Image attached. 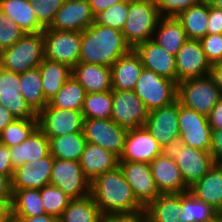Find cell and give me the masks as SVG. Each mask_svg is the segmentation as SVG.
Wrapping results in <instances>:
<instances>
[{"instance_id":"6da1fadb","label":"cell","mask_w":222,"mask_h":222,"mask_svg":"<svg viewBox=\"0 0 222 222\" xmlns=\"http://www.w3.org/2000/svg\"><path fill=\"white\" fill-rule=\"evenodd\" d=\"M90 195L102 215H122L143 212L131 186L119 166L91 181Z\"/></svg>"},{"instance_id":"7a4b0ae2","label":"cell","mask_w":222,"mask_h":222,"mask_svg":"<svg viewBox=\"0 0 222 222\" xmlns=\"http://www.w3.org/2000/svg\"><path fill=\"white\" fill-rule=\"evenodd\" d=\"M131 50L121 31L94 22L81 32L79 62L111 67Z\"/></svg>"},{"instance_id":"3957f363","label":"cell","mask_w":222,"mask_h":222,"mask_svg":"<svg viewBox=\"0 0 222 222\" xmlns=\"http://www.w3.org/2000/svg\"><path fill=\"white\" fill-rule=\"evenodd\" d=\"M160 18L155 0H128L127 19L122 34L132 49L152 39Z\"/></svg>"},{"instance_id":"277c9868","label":"cell","mask_w":222,"mask_h":222,"mask_svg":"<svg viewBox=\"0 0 222 222\" xmlns=\"http://www.w3.org/2000/svg\"><path fill=\"white\" fill-rule=\"evenodd\" d=\"M161 155L176 162L189 187L200 180L216 163L209 151L186 146L180 138L163 145Z\"/></svg>"},{"instance_id":"5b68a950","label":"cell","mask_w":222,"mask_h":222,"mask_svg":"<svg viewBox=\"0 0 222 222\" xmlns=\"http://www.w3.org/2000/svg\"><path fill=\"white\" fill-rule=\"evenodd\" d=\"M43 58V33H25L13 46L0 52V67L20 74L38 67Z\"/></svg>"},{"instance_id":"8992f818","label":"cell","mask_w":222,"mask_h":222,"mask_svg":"<svg viewBox=\"0 0 222 222\" xmlns=\"http://www.w3.org/2000/svg\"><path fill=\"white\" fill-rule=\"evenodd\" d=\"M221 98V91L210 75L177 83V99L180 104L207 117Z\"/></svg>"},{"instance_id":"52a82bcc","label":"cell","mask_w":222,"mask_h":222,"mask_svg":"<svg viewBox=\"0 0 222 222\" xmlns=\"http://www.w3.org/2000/svg\"><path fill=\"white\" fill-rule=\"evenodd\" d=\"M133 91L149 112L177 99V83L175 81L145 68H143Z\"/></svg>"},{"instance_id":"ba28073f","label":"cell","mask_w":222,"mask_h":222,"mask_svg":"<svg viewBox=\"0 0 222 222\" xmlns=\"http://www.w3.org/2000/svg\"><path fill=\"white\" fill-rule=\"evenodd\" d=\"M44 57L68 65L73 69L79 63L81 32L58 31L46 27L43 31Z\"/></svg>"},{"instance_id":"9c48e42d","label":"cell","mask_w":222,"mask_h":222,"mask_svg":"<svg viewBox=\"0 0 222 222\" xmlns=\"http://www.w3.org/2000/svg\"><path fill=\"white\" fill-rule=\"evenodd\" d=\"M50 184L57 186L71 199L90 194L91 181L84 175L80 163L54 158Z\"/></svg>"},{"instance_id":"30bf717a","label":"cell","mask_w":222,"mask_h":222,"mask_svg":"<svg viewBox=\"0 0 222 222\" xmlns=\"http://www.w3.org/2000/svg\"><path fill=\"white\" fill-rule=\"evenodd\" d=\"M111 120L126 129L144 127L149 111L133 90H112Z\"/></svg>"},{"instance_id":"8fae6325","label":"cell","mask_w":222,"mask_h":222,"mask_svg":"<svg viewBox=\"0 0 222 222\" xmlns=\"http://www.w3.org/2000/svg\"><path fill=\"white\" fill-rule=\"evenodd\" d=\"M178 125L179 138L184 145L210 152L212 129L207 116L179 102Z\"/></svg>"},{"instance_id":"7c38bea8","label":"cell","mask_w":222,"mask_h":222,"mask_svg":"<svg viewBox=\"0 0 222 222\" xmlns=\"http://www.w3.org/2000/svg\"><path fill=\"white\" fill-rule=\"evenodd\" d=\"M38 128L47 137L83 132L84 117L81 111L59 109L49 103L37 114Z\"/></svg>"},{"instance_id":"4fadbf2b","label":"cell","mask_w":222,"mask_h":222,"mask_svg":"<svg viewBox=\"0 0 222 222\" xmlns=\"http://www.w3.org/2000/svg\"><path fill=\"white\" fill-rule=\"evenodd\" d=\"M127 131L111 119H84L86 141L101 146L118 157L123 153Z\"/></svg>"},{"instance_id":"5bb4252c","label":"cell","mask_w":222,"mask_h":222,"mask_svg":"<svg viewBox=\"0 0 222 222\" xmlns=\"http://www.w3.org/2000/svg\"><path fill=\"white\" fill-rule=\"evenodd\" d=\"M119 167L131 186L135 199L144 209L160 195L150 163L119 161Z\"/></svg>"},{"instance_id":"9a60e30c","label":"cell","mask_w":222,"mask_h":222,"mask_svg":"<svg viewBox=\"0 0 222 222\" xmlns=\"http://www.w3.org/2000/svg\"><path fill=\"white\" fill-rule=\"evenodd\" d=\"M177 83L210 75L208 61L199 40L188 39L175 56Z\"/></svg>"},{"instance_id":"2e32d148","label":"cell","mask_w":222,"mask_h":222,"mask_svg":"<svg viewBox=\"0 0 222 222\" xmlns=\"http://www.w3.org/2000/svg\"><path fill=\"white\" fill-rule=\"evenodd\" d=\"M179 100L163 107L151 110L145 128L162 147L170 141L179 138Z\"/></svg>"},{"instance_id":"e0dca14e","label":"cell","mask_w":222,"mask_h":222,"mask_svg":"<svg viewBox=\"0 0 222 222\" xmlns=\"http://www.w3.org/2000/svg\"><path fill=\"white\" fill-rule=\"evenodd\" d=\"M95 22L87 0H64L48 28L58 31H84Z\"/></svg>"},{"instance_id":"ac0fdd59","label":"cell","mask_w":222,"mask_h":222,"mask_svg":"<svg viewBox=\"0 0 222 222\" xmlns=\"http://www.w3.org/2000/svg\"><path fill=\"white\" fill-rule=\"evenodd\" d=\"M161 155V146L145 127L128 129L119 161L150 163Z\"/></svg>"},{"instance_id":"d6986e66","label":"cell","mask_w":222,"mask_h":222,"mask_svg":"<svg viewBox=\"0 0 222 222\" xmlns=\"http://www.w3.org/2000/svg\"><path fill=\"white\" fill-rule=\"evenodd\" d=\"M53 162L54 157L49 154L44 158L25 163L21 167L14 169L11 178V190L42 189L50 184Z\"/></svg>"},{"instance_id":"ffe728a7","label":"cell","mask_w":222,"mask_h":222,"mask_svg":"<svg viewBox=\"0 0 222 222\" xmlns=\"http://www.w3.org/2000/svg\"><path fill=\"white\" fill-rule=\"evenodd\" d=\"M0 104L16 119L37 118V114L26 103L20 93L19 74L0 67Z\"/></svg>"},{"instance_id":"44dd1931","label":"cell","mask_w":222,"mask_h":222,"mask_svg":"<svg viewBox=\"0 0 222 222\" xmlns=\"http://www.w3.org/2000/svg\"><path fill=\"white\" fill-rule=\"evenodd\" d=\"M134 50L140 56L145 69L151 70L177 83L174 55L167 53L152 39L138 44Z\"/></svg>"},{"instance_id":"7402d4cb","label":"cell","mask_w":222,"mask_h":222,"mask_svg":"<svg viewBox=\"0 0 222 222\" xmlns=\"http://www.w3.org/2000/svg\"><path fill=\"white\" fill-rule=\"evenodd\" d=\"M152 175L160 194L183 193L189 191L176 162L163 155L150 162Z\"/></svg>"},{"instance_id":"603a6c76","label":"cell","mask_w":222,"mask_h":222,"mask_svg":"<svg viewBox=\"0 0 222 222\" xmlns=\"http://www.w3.org/2000/svg\"><path fill=\"white\" fill-rule=\"evenodd\" d=\"M189 192L222 213V163H215L198 181L190 186Z\"/></svg>"},{"instance_id":"cb8c5ba5","label":"cell","mask_w":222,"mask_h":222,"mask_svg":"<svg viewBox=\"0 0 222 222\" xmlns=\"http://www.w3.org/2000/svg\"><path fill=\"white\" fill-rule=\"evenodd\" d=\"M79 163L84 175L92 181L102 173L119 166V157L101 146L87 142Z\"/></svg>"},{"instance_id":"d4e9b609","label":"cell","mask_w":222,"mask_h":222,"mask_svg":"<svg viewBox=\"0 0 222 222\" xmlns=\"http://www.w3.org/2000/svg\"><path fill=\"white\" fill-rule=\"evenodd\" d=\"M49 154V139L38 127L26 140L19 145L10 147L13 169H17L25 163L37 161Z\"/></svg>"},{"instance_id":"484cf974","label":"cell","mask_w":222,"mask_h":222,"mask_svg":"<svg viewBox=\"0 0 222 222\" xmlns=\"http://www.w3.org/2000/svg\"><path fill=\"white\" fill-rule=\"evenodd\" d=\"M140 56L132 49L111 67L112 90H134L143 70Z\"/></svg>"},{"instance_id":"4316f807","label":"cell","mask_w":222,"mask_h":222,"mask_svg":"<svg viewBox=\"0 0 222 222\" xmlns=\"http://www.w3.org/2000/svg\"><path fill=\"white\" fill-rule=\"evenodd\" d=\"M72 75L87 93L112 90L110 67L79 62L72 69Z\"/></svg>"},{"instance_id":"83f0119b","label":"cell","mask_w":222,"mask_h":222,"mask_svg":"<svg viewBox=\"0 0 222 222\" xmlns=\"http://www.w3.org/2000/svg\"><path fill=\"white\" fill-rule=\"evenodd\" d=\"M152 40L167 53L176 56L179 49L188 40V37L176 17H161Z\"/></svg>"},{"instance_id":"f1b7e54d","label":"cell","mask_w":222,"mask_h":222,"mask_svg":"<svg viewBox=\"0 0 222 222\" xmlns=\"http://www.w3.org/2000/svg\"><path fill=\"white\" fill-rule=\"evenodd\" d=\"M182 193L160 194L145 209L149 222H185L180 219Z\"/></svg>"},{"instance_id":"f546056e","label":"cell","mask_w":222,"mask_h":222,"mask_svg":"<svg viewBox=\"0 0 222 222\" xmlns=\"http://www.w3.org/2000/svg\"><path fill=\"white\" fill-rule=\"evenodd\" d=\"M0 9L25 33H39L45 29L38 22L30 0H0Z\"/></svg>"},{"instance_id":"4dcf8cb0","label":"cell","mask_w":222,"mask_h":222,"mask_svg":"<svg viewBox=\"0 0 222 222\" xmlns=\"http://www.w3.org/2000/svg\"><path fill=\"white\" fill-rule=\"evenodd\" d=\"M41 74V86L46 100L49 102L72 75V69L63 63L46 59L38 66Z\"/></svg>"},{"instance_id":"1f68e13d","label":"cell","mask_w":222,"mask_h":222,"mask_svg":"<svg viewBox=\"0 0 222 222\" xmlns=\"http://www.w3.org/2000/svg\"><path fill=\"white\" fill-rule=\"evenodd\" d=\"M208 16L209 1L199 0L195 5L179 13L176 18L188 39L199 40L206 35Z\"/></svg>"},{"instance_id":"d6a6232c","label":"cell","mask_w":222,"mask_h":222,"mask_svg":"<svg viewBox=\"0 0 222 222\" xmlns=\"http://www.w3.org/2000/svg\"><path fill=\"white\" fill-rule=\"evenodd\" d=\"M50 154L59 160L79 162L87 143L84 132H75L59 137H48Z\"/></svg>"},{"instance_id":"836d02e7","label":"cell","mask_w":222,"mask_h":222,"mask_svg":"<svg viewBox=\"0 0 222 222\" xmlns=\"http://www.w3.org/2000/svg\"><path fill=\"white\" fill-rule=\"evenodd\" d=\"M20 93L30 108L38 114L49 102L46 100L42 86L41 74L36 67L19 74Z\"/></svg>"},{"instance_id":"e575fe53","label":"cell","mask_w":222,"mask_h":222,"mask_svg":"<svg viewBox=\"0 0 222 222\" xmlns=\"http://www.w3.org/2000/svg\"><path fill=\"white\" fill-rule=\"evenodd\" d=\"M13 217H36L45 213L40 189L12 190Z\"/></svg>"},{"instance_id":"d590c367","label":"cell","mask_w":222,"mask_h":222,"mask_svg":"<svg viewBox=\"0 0 222 222\" xmlns=\"http://www.w3.org/2000/svg\"><path fill=\"white\" fill-rule=\"evenodd\" d=\"M102 216L89 194L83 198L71 199L59 218V222H101Z\"/></svg>"},{"instance_id":"8d00e7d4","label":"cell","mask_w":222,"mask_h":222,"mask_svg":"<svg viewBox=\"0 0 222 222\" xmlns=\"http://www.w3.org/2000/svg\"><path fill=\"white\" fill-rule=\"evenodd\" d=\"M86 93L84 87L71 75L49 104L59 109L81 111Z\"/></svg>"},{"instance_id":"74e56055","label":"cell","mask_w":222,"mask_h":222,"mask_svg":"<svg viewBox=\"0 0 222 222\" xmlns=\"http://www.w3.org/2000/svg\"><path fill=\"white\" fill-rule=\"evenodd\" d=\"M179 212L180 219L185 222H210L219 214L189 191L182 193V208Z\"/></svg>"},{"instance_id":"f35d334b","label":"cell","mask_w":222,"mask_h":222,"mask_svg":"<svg viewBox=\"0 0 222 222\" xmlns=\"http://www.w3.org/2000/svg\"><path fill=\"white\" fill-rule=\"evenodd\" d=\"M112 103V90L86 93L81 112L84 119H111Z\"/></svg>"},{"instance_id":"ab89813d","label":"cell","mask_w":222,"mask_h":222,"mask_svg":"<svg viewBox=\"0 0 222 222\" xmlns=\"http://www.w3.org/2000/svg\"><path fill=\"white\" fill-rule=\"evenodd\" d=\"M38 127V118L15 119L0 133V143L13 147L26 140Z\"/></svg>"},{"instance_id":"60d3db41","label":"cell","mask_w":222,"mask_h":222,"mask_svg":"<svg viewBox=\"0 0 222 222\" xmlns=\"http://www.w3.org/2000/svg\"><path fill=\"white\" fill-rule=\"evenodd\" d=\"M40 196L45 208V213L58 219L71 201V198L61 189L51 184L40 189Z\"/></svg>"},{"instance_id":"b9f144b4","label":"cell","mask_w":222,"mask_h":222,"mask_svg":"<svg viewBox=\"0 0 222 222\" xmlns=\"http://www.w3.org/2000/svg\"><path fill=\"white\" fill-rule=\"evenodd\" d=\"M128 13V0L114 4L110 8L99 13L95 22L99 25L108 26L122 32Z\"/></svg>"},{"instance_id":"7bdbcfd3","label":"cell","mask_w":222,"mask_h":222,"mask_svg":"<svg viewBox=\"0 0 222 222\" xmlns=\"http://www.w3.org/2000/svg\"><path fill=\"white\" fill-rule=\"evenodd\" d=\"M25 32L0 9V51L13 46Z\"/></svg>"},{"instance_id":"ee69618b","label":"cell","mask_w":222,"mask_h":222,"mask_svg":"<svg viewBox=\"0 0 222 222\" xmlns=\"http://www.w3.org/2000/svg\"><path fill=\"white\" fill-rule=\"evenodd\" d=\"M32 10L38 22L44 27H49L64 0H30Z\"/></svg>"},{"instance_id":"f6af8a7d","label":"cell","mask_w":222,"mask_h":222,"mask_svg":"<svg viewBox=\"0 0 222 222\" xmlns=\"http://www.w3.org/2000/svg\"><path fill=\"white\" fill-rule=\"evenodd\" d=\"M199 41L211 65L222 62V34H206Z\"/></svg>"},{"instance_id":"bcb514c9","label":"cell","mask_w":222,"mask_h":222,"mask_svg":"<svg viewBox=\"0 0 222 222\" xmlns=\"http://www.w3.org/2000/svg\"><path fill=\"white\" fill-rule=\"evenodd\" d=\"M199 0H155L161 17H176Z\"/></svg>"},{"instance_id":"7dc6e473","label":"cell","mask_w":222,"mask_h":222,"mask_svg":"<svg viewBox=\"0 0 222 222\" xmlns=\"http://www.w3.org/2000/svg\"><path fill=\"white\" fill-rule=\"evenodd\" d=\"M206 34H222V10L216 9L210 3Z\"/></svg>"},{"instance_id":"c3c4849f","label":"cell","mask_w":222,"mask_h":222,"mask_svg":"<svg viewBox=\"0 0 222 222\" xmlns=\"http://www.w3.org/2000/svg\"><path fill=\"white\" fill-rule=\"evenodd\" d=\"M101 222H149L145 211L134 214L104 215Z\"/></svg>"},{"instance_id":"681fc988","label":"cell","mask_w":222,"mask_h":222,"mask_svg":"<svg viewBox=\"0 0 222 222\" xmlns=\"http://www.w3.org/2000/svg\"><path fill=\"white\" fill-rule=\"evenodd\" d=\"M210 153L216 163H222V129H212Z\"/></svg>"},{"instance_id":"f907efd6","label":"cell","mask_w":222,"mask_h":222,"mask_svg":"<svg viewBox=\"0 0 222 222\" xmlns=\"http://www.w3.org/2000/svg\"><path fill=\"white\" fill-rule=\"evenodd\" d=\"M13 172L10 148L0 143V173L6 175L11 180Z\"/></svg>"},{"instance_id":"816d5d0a","label":"cell","mask_w":222,"mask_h":222,"mask_svg":"<svg viewBox=\"0 0 222 222\" xmlns=\"http://www.w3.org/2000/svg\"><path fill=\"white\" fill-rule=\"evenodd\" d=\"M208 121L211 129H222V98L214 105Z\"/></svg>"},{"instance_id":"f5cc1de1","label":"cell","mask_w":222,"mask_h":222,"mask_svg":"<svg viewBox=\"0 0 222 222\" xmlns=\"http://www.w3.org/2000/svg\"><path fill=\"white\" fill-rule=\"evenodd\" d=\"M94 16L96 17L99 13L103 12L104 10L110 8L116 3H119L123 0H87Z\"/></svg>"},{"instance_id":"db71d44e","label":"cell","mask_w":222,"mask_h":222,"mask_svg":"<svg viewBox=\"0 0 222 222\" xmlns=\"http://www.w3.org/2000/svg\"><path fill=\"white\" fill-rule=\"evenodd\" d=\"M12 199H0V222H12Z\"/></svg>"},{"instance_id":"11a10c76","label":"cell","mask_w":222,"mask_h":222,"mask_svg":"<svg viewBox=\"0 0 222 222\" xmlns=\"http://www.w3.org/2000/svg\"><path fill=\"white\" fill-rule=\"evenodd\" d=\"M12 222H59V219L49 214L36 217H13Z\"/></svg>"},{"instance_id":"9f6ffc18","label":"cell","mask_w":222,"mask_h":222,"mask_svg":"<svg viewBox=\"0 0 222 222\" xmlns=\"http://www.w3.org/2000/svg\"><path fill=\"white\" fill-rule=\"evenodd\" d=\"M0 199H12L11 180L0 173Z\"/></svg>"},{"instance_id":"6f0895ef","label":"cell","mask_w":222,"mask_h":222,"mask_svg":"<svg viewBox=\"0 0 222 222\" xmlns=\"http://www.w3.org/2000/svg\"><path fill=\"white\" fill-rule=\"evenodd\" d=\"M210 76L222 94V62L211 65Z\"/></svg>"},{"instance_id":"680465c9","label":"cell","mask_w":222,"mask_h":222,"mask_svg":"<svg viewBox=\"0 0 222 222\" xmlns=\"http://www.w3.org/2000/svg\"><path fill=\"white\" fill-rule=\"evenodd\" d=\"M16 118L3 105L0 104V133L11 124Z\"/></svg>"},{"instance_id":"91938a15","label":"cell","mask_w":222,"mask_h":222,"mask_svg":"<svg viewBox=\"0 0 222 222\" xmlns=\"http://www.w3.org/2000/svg\"><path fill=\"white\" fill-rule=\"evenodd\" d=\"M210 5L216 9L222 10V0H208Z\"/></svg>"},{"instance_id":"94428289","label":"cell","mask_w":222,"mask_h":222,"mask_svg":"<svg viewBox=\"0 0 222 222\" xmlns=\"http://www.w3.org/2000/svg\"><path fill=\"white\" fill-rule=\"evenodd\" d=\"M210 222H222V214H218L213 220Z\"/></svg>"}]
</instances>
